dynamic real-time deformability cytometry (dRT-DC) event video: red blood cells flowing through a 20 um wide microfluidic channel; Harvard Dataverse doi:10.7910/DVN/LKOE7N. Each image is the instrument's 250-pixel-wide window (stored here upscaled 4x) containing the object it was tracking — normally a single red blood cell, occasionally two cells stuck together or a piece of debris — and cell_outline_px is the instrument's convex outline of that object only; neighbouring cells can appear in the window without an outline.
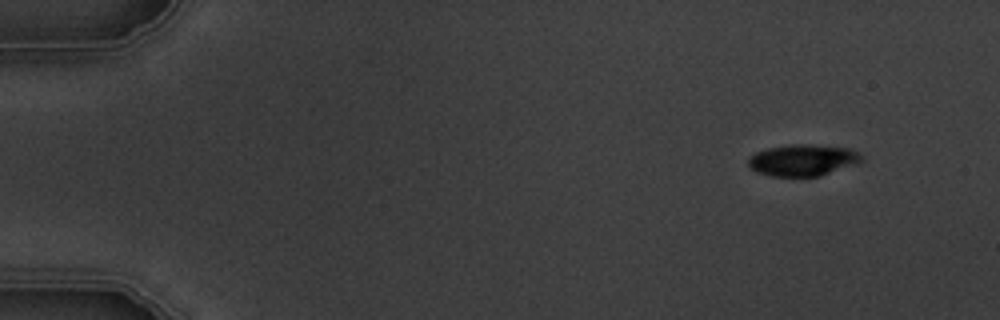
{"species": "common noctule bat (a hibernating species)", "species_latin": "Nyctalus noctula", "temperature_condition": "warm", "stored_images_in_passage": 4, "camera_frame_rate_fps": 3000, "um_per_image_px": 0.085, "animal": {"sex": "male", "body_mass_g": 19.5, "forearm_length_mm": 54.6}, "frame": {"image": 1, "passage_image": 1, "time_ms": 0.0, "image_size_px": [1000, 320], "cell_outline_px": [[864, 160], [856, 164], [820, 176], [772, 176], [756, 172], [748, 164], [748, 160], [756, 152], [768, 148], [792, 144], [804, 144], [852, 148]], "centroid_in_image_um": [68.25, 13.61], "position_along_channel_um": 16.7, "area_um2": 20.63}}
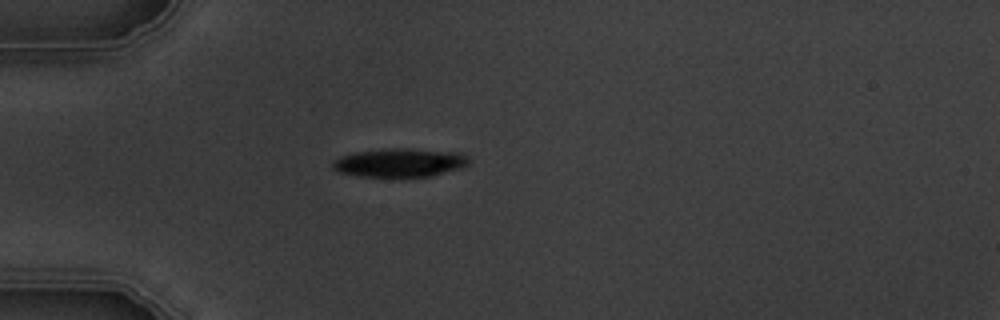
{"frame": {"image": 2, "passage_image": 4, "time_ms": 3.667, "image_size_px": [1000, 320], "cell_outline_px": [[468, 164], [460, 168], [432, 176], [356, 176], [336, 172], [332, 168], [332, 160], [340, 156], [356, 152], [392, 148], [412, 148], [460, 152], [468, 156]], "centroid_in_image_um": [33.95, 13.81], "position_along_channel_um": 51.0, "area_um2": 22.83}}